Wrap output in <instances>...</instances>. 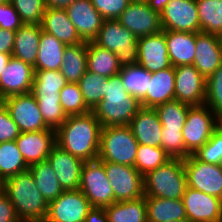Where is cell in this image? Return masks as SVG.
I'll use <instances>...</instances> for the list:
<instances>
[{"mask_svg":"<svg viewBox=\"0 0 222 222\" xmlns=\"http://www.w3.org/2000/svg\"><path fill=\"white\" fill-rule=\"evenodd\" d=\"M101 124L92 111L68 116L55 131L56 145L84 162L98 159Z\"/></svg>","mask_w":222,"mask_h":222,"instance_id":"cell-1","label":"cell"},{"mask_svg":"<svg viewBox=\"0 0 222 222\" xmlns=\"http://www.w3.org/2000/svg\"><path fill=\"white\" fill-rule=\"evenodd\" d=\"M103 99L92 110L102 127L129 125L142 108L140 100L132 96L123 85L118 73L104 81Z\"/></svg>","mask_w":222,"mask_h":222,"instance_id":"cell-2","label":"cell"},{"mask_svg":"<svg viewBox=\"0 0 222 222\" xmlns=\"http://www.w3.org/2000/svg\"><path fill=\"white\" fill-rule=\"evenodd\" d=\"M4 194L11 200L21 222H43L46 218L48 203L29 169L6 179Z\"/></svg>","mask_w":222,"mask_h":222,"instance_id":"cell-3","label":"cell"},{"mask_svg":"<svg viewBox=\"0 0 222 222\" xmlns=\"http://www.w3.org/2000/svg\"><path fill=\"white\" fill-rule=\"evenodd\" d=\"M144 196L182 199L187 188L184 159L171 158L143 176Z\"/></svg>","mask_w":222,"mask_h":222,"instance_id":"cell-4","label":"cell"},{"mask_svg":"<svg viewBox=\"0 0 222 222\" xmlns=\"http://www.w3.org/2000/svg\"><path fill=\"white\" fill-rule=\"evenodd\" d=\"M138 146L128 125L102 127L98 160L134 166Z\"/></svg>","mask_w":222,"mask_h":222,"instance_id":"cell-5","label":"cell"},{"mask_svg":"<svg viewBox=\"0 0 222 222\" xmlns=\"http://www.w3.org/2000/svg\"><path fill=\"white\" fill-rule=\"evenodd\" d=\"M94 42L115 53L121 67L138 64V38L117 19L104 20Z\"/></svg>","mask_w":222,"mask_h":222,"instance_id":"cell-6","label":"cell"},{"mask_svg":"<svg viewBox=\"0 0 222 222\" xmlns=\"http://www.w3.org/2000/svg\"><path fill=\"white\" fill-rule=\"evenodd\" d=\"M216 128L217 116L206 104L190 106L182 129L186 150L194 154L209 141Z\"/></svg>","mask_w":222,"mask_h":222,"instance_id":"cell-7","label":"cell"},{"mask_svg":"<svg viewBox=\"0 0 222 222\" xmlns=\"http://www.w3.org/2000/svg\"><path fill=\"white\" fill-rule=\"evenodd\" d=\"M79 190L88 198L92 207H106L114 203L113 189L104 168V161L84 162Z\"/></svg>","mask_w":222,"mask_h":222,"instance_id":"cell-8","label":"cell"},{"mask_svg":"<svg viewBox=\"0 0 222 222\" xmlns=\"http://www.w3.org/2000/svg\"><path fill=\"white\" fill-rule=\"evenodd\" d=\"M113 189L114 202L136 200L144 196L143 176L134 166L104 162Z\"/></svg>","mask_w":222,"mask_h":222,"instance_id":"cell-9","label":"cell"},{"mask_svg":"<svg viewBox=\"0 0 222 222\" xmlns=\"http://www.w3.org/2000/svg\"><path fill=\"white\" fill-rule=\"evenodd\" d=\"M187 187L222 199V165L199 161L193 154L184 159Z\"/></svg>","mask_w":222,"mask_h":222,"instance_id":"cell-10","label":"cell"},{"mask_svg":"<svg viewBox=\"0 0 222 222\" xmlns=\"http://www.w3.org/2000/svg\"><path fill=\"white\" fill-rule=\"evenodd\" d=\"M2 101L21 133L50 129L45 124L37 100L31 92L12 95Z\"/></svg>","mask_w":222,"mask_h":222,"instance_id":"cell-11","label":"cell"},{"mask_svg":"<svg viewBox=\"0 0 222 222\" xmlns=\"http://www.w3.org/2000/svg\"><path fill=\"white\" fill-rule=\"evenodd\" d=\"M92 208L88 198L80 191H64L48 203L43 222H84Z\"/></svg>","mask_w":222,"mask_h":222,"instance_id":"cell-12","label":"cell"},{"mask_svg":"<svg viewBox=\"0 0 222 222\" xmlns=\"http://www.w3.org/2000/svg\"><path fill=\"white\" fill-rule=\"evenodd\" d=\"M162 30L200 32V22L195 0H172L160 13Z\"/></svg>","mask_w":222,"mask_h":222,"instance_id":"cell-13","label":"cell"},{"mask_svg":"<svg viewBox=\"0 0 222 222\" xmlns=\"http://www.w3.org/2000/svg\"><path fill=\"white\" fill-rule=\"evenodd\" d=\"M117 20L137 38L162 30L160 14L154 11L147 2L131 1Z\"/></svg>","mask_w":222,"mask_h":222,"instance_id":"cell-14","label":"cell"},{"mask_svg":"<svg viewBox=\"0 0 222 222\" xmlns=\"http://www.w3.org/2000/svg\"><path fill=\"white\" fill-rule=\"evenodd\" d=\"M206 79L194 65L175 67V100L190 106L205 104Z\"/></svg>","mask_w":222,"mask_h":222,"instance_id":"cell-15","label":"cell"},{"mask_svg":"<svg viewBox=\"0 0 222 222\" xmlns=\"http://www.w3.org/2000/svg\"><path fill=\"white\" fill-rule=\"evenodd\" d=\"M182 201L187 222H221L222 199L187 187Z\"/></svg>","mask_w":222,"mask_h":222,"instance_id":"cell-16","label":"cell"},{"mask_svg":"<svg viewBox=\"0 0 222 222\" xmlns=\"http://www.w3.org/2000/svg\"><path fill=\"white\" fill-rule=\"evenodd\" d=\"M34 76L35 70L32 65L11 56L0 75V100L31 92Z\"/></svg>","mask_w":222,"mask_h":222,"instance_id":"cell-17","label":"cell"},{"mask_svg":"<svg viewBox=\"0 0 222 222\" xmlns=\"http://www.w3.org/2000/svg\"><path fill=\"white\" fill-rule=\"evenodd\" d=\"M70 21L74 24L82 41L91 42L96 39L104 21L94 8L91 0H75L64 8Z\"/></svg>","mask_w":222,"mask_h":222,"instance_id":"cell-18","label":"cell"},{"mask_svg":"<svg viewBox=\"0 0 222 222\" xmlns=\"http://www.w3.org/2000/svg\"><path fill=\"white\" fill-rule=\"evenodd\" d=\"M64 191L79 190L84 161L55 145L47 157Z\"/></svg>","mask_w":222,"mask_h":222,"instance_id":"cell-19","label":"cell"},{"mask_svg":"<svg viewBox=\"0 0 222 222\" xmlns=\"http://www.w3.org/2000/svg\"><path fill=\"white\" fill-rule=\"evenodd\" d=\"M138 65L149 73L171 67L165 30L138 38Z\"/></svg>","mask_w":222,"mask_h":222,"instance_id":"cell-20","label":"cell"},{"mask_svg":"<svg viewBox=\"0 0 222 222\" xmlns=\"http://www.w3.org/2000/svg\"><path fill=\"white\" fill-rule=\"evenodd\" d=\"M28 166L47 160L56 145V132L53 129L22 132L15 140Z\"/></svg>","mask_w":222,"mask_h":222,"instance_id":"cell-21","label":"cell"},{"mask_svg":"<svg viewBox=\"0 0 222 222\" xmlns=\"http://www.w3.org/2000/svg\"><path fill=\"white\" fill-rule=\"evenodd\" d=\"M192 65L206 80L222 65L219 35L196 32V53Z\"/></svg>","mask_w":222,"mask_h":222,"instance_id":"cell-22","label":"cell"},{"mask_svg":"<svg viewBox=\"0 0 222 222\" xmlns=\"http://www.w3.org/2000/svg\"><path fill=\"white\" fill-rule=\"evenodd\" d=\"M172 100H175V67L151 73L146 95L140 100L141 106L154 109Z\"/></svg>","mask_w":222,"mask_h":222,"instance_id":"cell-23","label":"cell"},{"mask_svg":"<svg viewBox=\"0 0 222 222\" xmlns=\"http://www.w3.org/2000/svg\"><path fill=\"white\" fill-rule=\"evenodd\" d=\"M128 126L139 144L161 147L163 126L155 109L142 107Z\"/></svg>","mask_w":222,"mask_h":222,"instance_id":"cell-24","label":"cell"},{"mask_svg":"<svg viewBox=\"0 0 222 222\" xmlns=\"http://www.w3.org/2000/svg\"><path fill=\"white\" fill-rule=\"evenodd\" d=\"M40 25L42 31L55 36L66 46L83 42L64 8L47 7Z\"/></svg>","mask_w":222,"mask_h":222,"instance_id":"cell-25","label":"cell"},{"mask_svg":"<svg viewBox=\"0 0 222 222\" xmlns=\"http://www.w3.org/2000/svg\"><path fill=\"white\" fill-rule=\"evenodd\" d=\"M171 66L192 65L196 53V33L165 30Z\"/></svg>","mask_w":222,"mask_h":222,"instance_id":"cell-26","label":"cell"},{"mask_svg":"<svg viewBox=\"0 0 222 222\" xmlns=\"http://www.w3.org/2000/svg\"><path fill=\"white\" fill-rule=\"evenodd\" d=\"M42 28L41 25L23 24L15 31L12 56L35 66Z\"/></svg>","mask_w":222,"mask_h":222,"instance_id":"cell-27","label":"cell"},{"mask_svg":"<svg viewBox=\"0 0 222 222\" xmlns=\"http://www.w3.org/2000/svg\"><path fill=\"white\" fill-rule=\"evenodd\" d=\"M147 222L187 221L182 199L145 196Z\"/></svg>","mask_w":222,"mask_h":222,"instance_id":"cell-28","label":"cell"},{"mask_svg":"<svg viewBox=\"0 0 222 222\" xmlns=\"http://www.w3.org/2000/svg\"><path fill=\"white\" fill-rule=\"evenodd\" d=\"M65 47L55 36L42 31L34 70H60Z\"/></svg>","mask_w":222,"mask_h":222,"instance_id":"cell-29","label":"cell"},{"mask_svg":"<svg viewBox=\"0 0 222 222\" xmlns=\"http://www.w3.org/2000/svg\"><path fill=\"white\" fill-rule=\"evenodd\" d=\"M87 70L109 78L120 73L121 66L115 53L91 41L87 42Z\"/></svg>","mask_w":222,"mask_h":222,"instance_id":"cell-30","label":"cell"},{"mask_svg":"<svg viewBox=\"0 0 222 222\" xmlns=\"http://www.w3.org/2000/svg\"><path fill=\"white\" fill-rule=\"evenodd\" d=\"M87 71V42L65 47L60 72L67 83H79Z\"/></svg>","mask_w":222,"mask_h":222,"instance_id":"cell-31","label":"cell"},{"mask_svg":"<svg viewBox=\"0 0 222 222\" xmlns=\"http://www.w3.org/2000/svg\"><path fill=\"white\" fill-rule=\"evenodd\" d=\"M108 222H147L145 196L104 207Z\"/></svg>","mask_w":222,"mask_h":222,"instance_id":"cell-32","label":"cell"},{"mask_svg":"<svg viewBox=\"0 0 222 222\" xmlns=\"http://www.w3.org/2000/svg\"><path fill=\"white\" fill-rule=\"evenodd\" d=\"M28 169L32 173L36 187L47 203L53 201L64 192L57 180L56 172L52 169L48 160L30 165Z\"/></svg>","mask_w":222,"mask_h":222,"instance_id":"cell-33","label":"cell"},{"mask_svg":"<svg viewBox=\"0 0 222 222\" xmlns=\"http://www.w3.org/2000/svg\"><path fill=\"white\" fill-rule=\"evenodd\" d=\"M200 32L222 34V0H195Z\"/></svg>","mask_w":222,"mask_h":222,"instance_id":"cell-34","label":"cell"},{"mask_svg":"<svg viewBox=\"0 0 222 222\" xmlns=\"http://www.w3.org/2000/svg\"><path fill=\"white\" fill-rule=\"evenodd\" d=\"M28 168L15 140L0 143V177L4 181Z\"/></svg>","mask_w":222,"mask_h":222,"instance_id":"cell-35","label":"cell"},{"mask_svg":"<svg viewBox=\"0 0 222 222\" xmlns=\"http://www.w3.org/2000/svg\"><path fill=\"white\" fill-rule=\"evenodd\" d=\"M66 84L60 70H35L31 93L33 96H59Z\"/></svg>","mask_w":222,"mask_h":222,"instance_id":"cell-36","label":"cell"},{"mask_svg":"<svg viewBox=\"0 0 222 222\" xmlns=\"http://www.w3.org/2000/svg\"><path fill=\"white\" fill-rule=\"evenodd\" d=\"M190 105L172 100L155 109L159 121L166 130L182 131Z\"/></svg>","mask_w":222,"mask_h":222,"instance_id":"cell-37","label":"cell"},{"mask_svg":"<svg viewBox=\"0 0 222 222\" xmlns=\"http://www.w3.org/2000/svg\"><path fill=\"white\" fill-rule=\"evenodd\" d=\"M120 74L127 92L141 100L146 95L151 73L137 64L121 67Z\"/></svg>","mask_w":222,"mask_h":222,"instance_id":"cell-38","label":"cell"},{"mask_svg":"<svg viewBox=\"0 0 222 222\" xmlns=\"http://www.w3.org/2000/svg\"><path fill=\"white\" fill-rule=\"evenodd\" d=\"M171 157L161 147L139 144L134 167L145 176L169 161Z\"/></svg>","mask_w":222,"mask_h":222,"instance_id":"cell-39","label":"cell"},{"mask_svg":"<svg viewBox=\"0 0 222 222\" xmlns=\"http://www.w3.org/2000/svg\"><path fill=\"white\" fill-rule=\"evenodd\" d=\"M106 77L89 72L80 78L79 86L86 106L92 111L104 96Z\"/></svg>","mask_w":222,"mask_h":222,"instance_id":"cell-40","label":"cell"},{"mask_svg":"<svg viewBox=\"0 0 222 222\" xmlns=\"http://www.w3.org/2000/svg\"><path fill=\"white\" fill-rule=\"evenodd\" d=\"M45 121L53 130H57L68 118L60 104L59 96H34Z\"/></svg>","mask_w":222,"mask_h":222,"instance_id":"cell-41","label":"cell"},{"mask_svg":"<svg viewBox=\"0 0 222 222\" xmlns=\"http://www.w3.org/2000/svg\"><path fill=\"white\" fill-rule=\"evenodd\" d=\"M60 104L67 116H76L90 112L86 106L78 83H67L59 93Z\"/></svg>","mask_w":222,"mask_h":222,"instance_id":"cell-42","label":"cell"},{"mask_svg":"<svg viewBox=\"0 0 222 222\" xmlns=\"http://www.w3.org/2000/svg\"><path fill=\"white\" fill-rule=\"evenodd\" d=\"M24 24L40 25L46 10L45 0H10Z\"/></svg>","mask_w":222,"mask_h":222,"instance_id":"cell-43","label":"cell"},{"mask_svg":"<svg viewBox=\"0 0 222 222\" xmlns=\"http://www.w3.org/2000/svg\"><path fill=\"white\" fill-rule=\"evenodd\" d=\"M199 161L222 165V132L217 128L209 141L193 154Z\"/></svg>","mask_w":222,"mask_h":222,"instance_id":"cell-44","label":"cell"},{"mask_svg":"<svg viewBox=\"0 0 222 222\" xmlns=\"http://www.w3.org/2000/svg\"><path fill=\"white\" fill-rule=\"evenodd\" d=\"M205 104L216 116L222 113V65L206 80Z\"/></svg>","mask_w":222,"mask_h":222,"instance_id":"cell-45","label":"cell"},{"mask_svg":"<svg viewBox=\"0 0 222 222\" xmlns=\"http://www.w3.org/2000/svg\"><path fill=\"white\" fill-rule=\"evenodd\" d=\"M161 148L171 158L186 159L191 154L186 150L185 143L182 136V131L166 130L162 128Z\"/></svg>","mask_w":222,"mask_h":222,"instance_id":"cell-46","label":"cell"},{"mask_svg":"<svg viewBox=\"0 0 222 222\" xmlns=\"http://www.w3.org/2000/svg\"><path fill=\"white\" fill-rule=\"evenodd\" d=\"M130 2L131 0H91L94 8L104 20L118 19Z\"/></svg>","mask_w":222,"mask_h":222,"instance_id":"cell-47","label":"cell"},{"mask_svg":"<svg viewBox=\"0 0 222 222\" xmlns=\"http://www.w3.org/2000/svg\"><path fill=\"white\" fill-rule=\"evenodd\" d=\"M20 133L19 127L12 120L6 105L0 100V143L14 141Z\"/></svg>","mask_w":222,"mask_h":222,"instance_id":"cell-48","label":"cell"},{"mask_svg":"<svg viewBox=\"0 0 222 222\" xmlns=\"http://www.w3.org/2000/svg\"><path fill=\"white\" fill-rule=\"evenodd\" d=\"M24 23L11 3H0V28L18 30Z\"/></svg>","mask_w":222,"mask_h":222,"instance_id":"cell-49","label":"cell"},{"mask_svg":"<svg viewBox=\"0 0 222 222\" xmlns=\"http://www.w3.org/2000/svg\"><path fill=\"white\" fill-rule=\"evenodd\" d=\"M0 222H21L14 205L4 193L0 196Z\"/></svg>","mask_w":222,"mask_h":222,"instance_id":"cell-50","label":"cell"},{"mask_svg":"<svg viewBox=\"0 0 222 222\" xmlns=\"http://www.w3.org/2000/svg\"><path fill=\"white\" fill-rule=\"evenodd\" d=\"M15 31L0 28V53L12 54Z\"/></svg>","mask_w":222,"mask_h":222,"instance_id":"cell-51","label":"cell"},{"mask_svg":"<svg viewBox=\"0 0 222 222\" xmlns=\"http://www.w3.org/2000/svg\"><path fill=\"white\" fill-rule=\"evenodd\" d=\"M84 222H108L104 207H92Z\"/></svg>","mask_w":222,"mask_h":222,"instance_id":"cell-52","label":"cell"},{"mask_svg":"<svg viewBox=\"0 0 222 222\" xmlns=\"http://www.w3.org/2000/svg\"><path fill=\"white\" fill-rule=\"evenodd\" d=\"M75 0H45L46 7L50 8H65Z\"/></svg>","mask_w":222,"mask_h":222,"instance_id":"cell-53","label":"cell"},{"mask_svg":"<svg viewBox=\"0 0 222 222\" xmlns=\"http://www.w3.org/2000/svg\"><path fill=\"white\" fill-rule=\"evenodd\" d=\"M172 0H148V5L159 14L164 10V7Z\"/></svg>","mask_w":222,"mask_h":222,"instance_id":"cell-54","label":"cell"},{"mask_svg":"<svg viewBox=\"0 0 222 222\" xmlns=\"http://www.w3.org/2000/svg\"><path fill=\"white\" fill-rule=\"evenodd\" d=\"M12 54H5L0 53V75L4 71V68H6Z\"/></svg>","mask_w":222,"mask_h":222,"instance_id":"cell-55","label":"cell"},{"mask_svg":"<svg viewBox=\"0 0 222 222\" xmlns=\"http://www.w3.org/2000/svg\"><path fill=\"white\" fill-rule=\"evenodd\" d=\"M217 129L222 132V113L217 115Z\"/></svg>","mask_w":222,"mask_h":222,"instance_id":"cell-56","label":"cell"},{"mask_svg":"<svg viewBox=\"0 0 222 222\" xmlns=\"http://www.w3.org/2000/svg\"><path fill=\"white\" fill-rule=\"evenodd\" d=\"M4 183L5 181L0 177V196L4 193Z\"/></svg>","mask_w":222,"mask_h":222,"instance_id":"cell-57","label":"cell"},{"mask_svg":"<svg viewBox=\"0 0 222 222\" xmlns=\"http://www.w3.org/2000/svg\"><path fill=\"white\" fill-rule=\"evenodd\" d=\"M10 0H0V3H9Z\"/></svg>","mask_w":222,"mask_h":222,"instance_id":"cell-58","label":"cell"},{"mask_svg":"<svg viewBox=\"0 0 222 222\" xmlns=\"http://www.w3.org/2000/svg\"><path fill=\"white\" fill-rule=\"evenodd\" d=\"M131 1L147 2L148 0H131Z\"/></svg>","mask_w":222,"mask_h":222,"instance_id":"cell-59","label":"cell"},{"mask_svg":"<svg viewBox=\"0 0 222 222\" xmlns=\"http://www.w3.org/2000/svg\"><path fill=\"white\" fill-rule=\"evenodd\" d=\"M167 222H187V221H167Z\"/></svg>","mask_w":222,"mask_h":222,"instance_id":"cell-60","label":"cell"},{"mask_svg":"<svg viewBox=\"0 0 222 222\" xmlns=\"http://www.w3.org/2000/svg\"><path fill=\"white\" fill-rule=\"evenodd\" d=\"M220 37V40H221V44H222V34L219 36Z\"/></svg>","mask_w":222,"mask_h":222,"instance_id":"cell-61","label":"cell"}]
</instances>
